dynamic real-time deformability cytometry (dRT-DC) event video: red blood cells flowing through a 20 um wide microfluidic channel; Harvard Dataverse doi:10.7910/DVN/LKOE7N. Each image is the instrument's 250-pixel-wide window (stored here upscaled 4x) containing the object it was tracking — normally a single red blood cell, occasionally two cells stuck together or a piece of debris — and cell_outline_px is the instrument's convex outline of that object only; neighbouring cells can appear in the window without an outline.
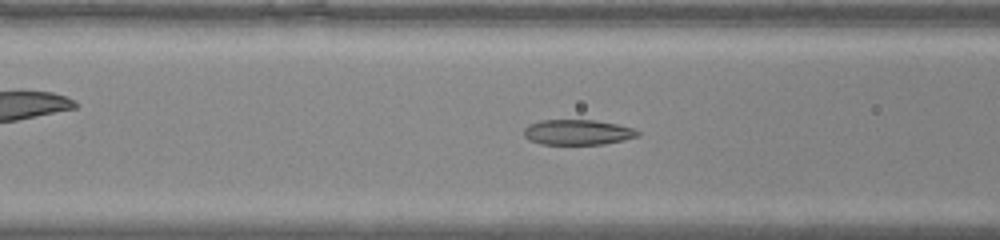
{"species": "common noctule bat (a hibernating species)", "species_latin": "Nyctalus noctula", "temperature_condition": "warm", "stored_images_in_passage": 44, "camera_frame_rate_fps": 3000, "um_per_image_px": 0.085, "animal": {"sex": "male", "body_mass_g": 20.0, "forearm_length_mm": 53.3}, "frame": {"image": 1, "passage_image": 18, "time_ms": 5.667, "image_size_px": [1000, 240], "cell_outline_px": [[640, 136], [624, 140], [604, 144], [540, 144], [528, 140], [524, 136], [524, 128], [528, 124], [540, 120], [596, 120], [616, 124], [632, 128], [640, 132]], "centroid_in_image_um": [49.08, 11.24], "position_along_channel_um": 117.5, "area_um2": 16.88}}
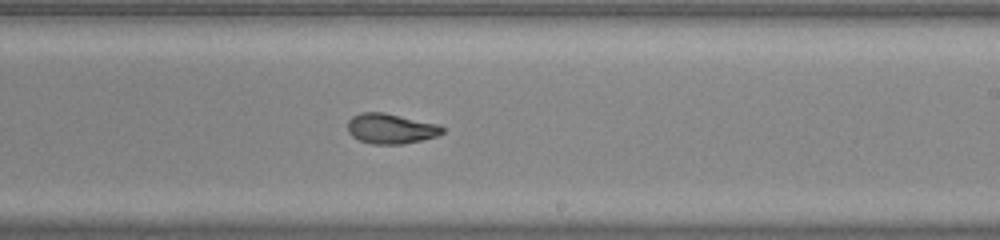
{"frame": {"image": 2, "passage_image": 27, "time_ms": 8.667, "image_size_px": [1000, 240], "cell_outline_px": [[444, 132], [436, 136], [404, 144], [372, 144], [360, 140], [352, 136], [348, 132], [348, 120], [352, 116], [360, 112], [384, 112], [440, 124], [444, 128]], "centroid_in_image_um": [33.22, 10.92], "position_along_channel_um": 255.8, "area_um2": 16.76}}
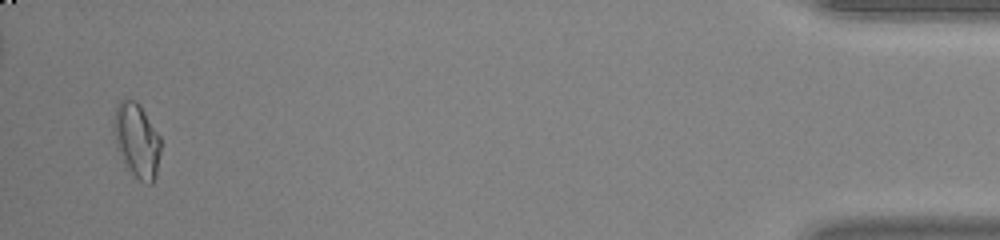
{"frame": {"image": 3, "passage_image": 43, "time_ms": 14.0, "image_size_px": [1000, 240], "cell_outline_px": [[160, 152], [156, 176], [152, 184], [148, 184], [140, 180], [124, 164], [116, 148], [112, 132], [112, 120], [116, 104], [120, 100], [136, 100], [140, 104], [160, 136]], "centroid_in_image_um": [11.59, 11.9], "position_along_channel_um": 423.6, "area_um2": 20.69}}